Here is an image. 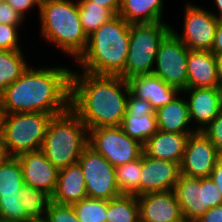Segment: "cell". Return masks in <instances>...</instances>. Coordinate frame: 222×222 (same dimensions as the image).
Listing matches in <instances>:
<instances>
[{"mask_svg": "<svg viewBox=\"0 0 222 222\" xmlns=\"http://www.w3.org/2000/svg\"><path fill=\"white\" fill-rule=\"evenodd\" d=\"M171 29L163 22L130 24L125 71L120 76L128 80L134 76L152 74L160 43Z\"/></svg>", "mask_w": 222, "mask_h": 222, "instance_id": "7", "label": "cell"}, {"mask_svg": "<svg viewBox=\"0 0 222 222\" xmlns=\"http://www.w3.org/2000/svg\"><path fill=\"white\" fill-rule=\"evenodd\" d=\"M129 92L128 82L121 76L94 75L87 72L78 76L72 71L70 108L88 130L118 127L126 114Z\"/></svg>", "mask_w": 222, "mask_h": 222, "instance_id": "2", "label": "cell"}, {"mask_svg": "<svg viewBox=\"0 0 222 222\" xmlns=\"http://www.w3.org/2000/svg\"><path fill=\"white\" fill-rule=\"evenodd\" d=\"M45 214L49 222H80L72 205L51 202Z\"/></svg>", "mask_w": 222, "mask_h": 222, "instance_id": "32", "label": "cell"}, {"mask_svg": "<svg viewBox=\"0 0 222 222\" xmlns=\"http://www.w3.org/2000/svg\"><path fill=\"white\" fill-rule=\"evenodd\" d=\"M23 171L25 185L54 193L58 169L54 167L41 150L21 153L17 156Z\"/></svg>", "mask_w": 222, "mask_h": 222, "instance_id": "17", "label": "cell"}, {"mask_svg": "<svg viewBox=\"0 0 222 222\" xmlns=\"http://www.w3.org/2000/svg\"><path fill=\"white\" fill-rule=\"evenodd\" d=\"M24 185L20 160L10 156L0 165V220L27 222L30 219L20 203V189Z\"/></svg>", "mask_w": 222, "mask_h": 222, "instance_id": "12", "label": "cell"}, {"mask_svg": "<svg viewBox=\"0 0 222 222\" xmlns=\"http://www.w3.org/2000/svg\"><path fill=\"white\" fill-rule=\"evenodd\" d=\"M142 155L140 158L115 168L116 182L121 194L141 195Z\"/></svg>", "mask_w": 222, "mask_h": 222, "instance_id": "28", "label": "cell"}, {"mask_svg": "<svg viewBox=\"0 0 222 222\" xmlns=\"http://www.w3.org/2000/svg\"><path fill=\"white\" fill-rule=\"evenodd\" d=\"M88 146L105 157L115 168L141 157L143 145L118 127L88 130Z\"/></svg>", "mask_w": 222, "mask_h": 222, "instance_id": "9", "label": "cell"}, {"mask_svg": "<svg viewBox=\"0 0 222 222\" xmlns=\"http://www.w3.org/2000/svg\"><path fill=\"white\" fill-rule=\"evenodd\" d=\"M88 146V129L79 116L69 108L51 118L41 151L58 170L77 164Z\"/></svg>", "mask_w": 222, "mask_h": 222, "instance_id": "5", "label": "cell"}, {"mask_svg": "<svg viewBox=\"0 0 222 222\" xmlns=\"http://www.w3.org/2000/svg\"><path fill=\"white\" fill-rule=\"evenodd\" d=\"M24 18L25 13L35 5L40 9L41 0H4Z\"/></svg>", "mask_w": 222, "mask_h": 222, "instance_id": "37", "label": "cell"}, {"mask_svg": "<svg viewBox=\"0 0 222 222\" xmlns=\"http://www.w3.org/2000/svg\"><path fill=\"white\" fill-rule=\"evenodd\" d=\"M80 1H91L105 8L110 9L115 15H118L121 0H80Z\"/></svg>", "mask_w": 222, "mask_h": 222, "instance_id": "41", "label": "cell"}, {"mask_svg": "<svg viewBox=\"0 0 222 222\" xmlns=\"http://www.w3.org/2000/svg\"><path fill=\"white\" fill-rule=\"evenodd\" d=\"M210 178L215 182L222 196V157L217 161Z\"/></svg>", "mask_w": 222, "mask_h": 222, "instance_id": "40", "label": "cell"}, {"mask_svg": "<svg viewBox=\"0 0 222 222\" xmlns=\"http://www.w3.org/2000/svg\"><path fill=\"white\" fill-rule=\"evenodd\" d=\"M3 117H4V111L0 103V138L2 137Z\"/></svg>", "mask_w": 222, "mask_h": 222, "instance_id": "45", "label": "cell"}, {"mask_svg": "<svg viewBox=\"0 0 222 222\" xmlns=\"http://www.w3.org/2000/svg\"><path fill=\"white\" fill-rule=\"evenodd\" d=\"M180 166L173 161L149 157L142 153L141 195L174 189Z\"/></svg>", "mask_w": 222, "mask_h": 222, "instance_id": "15", "label": "cell"}, {"mask_svg": "<svg viewBox=\"0 0 222 222\" xmlns=\"http://www.w3.org/2000/svg\"><path fill=\"white\" fill-rule=\"evenodd\" d=\"M20 203L30 218H41L45 216L47 208L52 202V195L45 190L32 188L24 185L20 189ZM45 211V212H44ZM44 212V214H43Z\"/></svg>", "mask_w": 222, "mask_h": 222, "instance_id": "30", "label": "cell"}, {"mask_svg": "<svg viewBox=\"0 0 222 222\" xmlns=\"http://www.w3.org/2000/svg\"><path fill=\"white\" fill-rule=\"evenodd\" d=\"M10 156L7 153V150L3 144L2 138H0V165L6 161Z\"/></svg>", "mask_w": 222, "mask_h": 222, "instance_id": "43", "label": "cell"}, {"mask_svg": "<svg viewBox=\"0 0 222 222\" xmlns=\"http://www.w3.org/2000/svg\"><path fill=\"white\" fill-rule=\"evenodd\" d=\"M183 218L196 221L209 208L222 204V196L210 177L194 178L180 174L173 189Z\"/></svg>", "mask_w": 222, "mask_h": 222, "instance_id": "8", "label": "cell"}, {"mask_svg": "<svg viewBox=\"0 0 222 222\" xmlns=\"http://www.w3.org/2000/svg\"><path fill=\"white\" fill-rule=\"evenodd\" d=\"M183 91L190 93V100H187L190 118L199 123L196 130L202 132L220 112L217 87L187 88Z\"/></svg>", "mask_w": 222, "mask_h": 222, "instance_id": "20", "label": "cell"}, {"mask_svg": "<svg viewBox=\"0 0 222 222\" xmlns=\"http://www.w3.org/2000/svg\"><path fill=\"white\" fill-rule=\"evenodd\" d=\"M120 127L130 138L142 145L158 131L155 113H146L138 118L125 114Z\"/></svg>", "mask_w": 222, "mask_h": 222, "instance_id": "27", "label": "cell"}, {"mask_svg": "<svg viewBox=\"0 0 222 222\" xmlns=\"http://www.w3.org/2000/svg\"><path fill=\"white\" fill-rule=\"evenodd\" d=\"M190 135L158 130L143 145L144 153L149 157L173 161L180 165Z\"/></svg>", "mask_w": 222, "mask_h": 222, "instance_id": "22", "label": "cell"}, {"mask_svg": "<svg viewBox=\"0 0 222 222\" xmlns=\"http://www.w3.org/2000/svg\"><path fill=\"white\" fill-rule=\"evenodd\" d=\"M187 88L218 87L215 55L211 51L190 50L187 57Z\"/></svg>", "mask_w": 222, "mask_h": 222, "instance_id": "19", "label": "cell"}, {"mask_svg": "<svg viewBox=\"0 0 222 222\" xmlns=\"http://www.w3.org/2000/svg\"><path fill=\"white\" fill-rule=\"evenodd\" d=\"M202 133L222 154V111L206 126Z\"/></svg>", "mask_w": 222, "mask_h": 222, "instance_id": "35", "label": "cell"}, {"mask_svg": "<svg viewBox=\"0 0 222 222\" xmlns=\"http://www.w3.org/2000/svg\"><path fill=\"white\" fill-rule=\"evenodd\" d=\"M77 163L85 177L88 197L109 201L121 195L116 182L115 167L101 154L87 146Z\"/></svg>", "mask_w": 222, "mask_h": 222, "instance_id": "10", "label": "cell"}, {"mask_svg": "<svg viewBox=\"0 0 222 222\" xmlns=\"http://www.w3.org/2000/svg\"><path fill=\"white\" fill-rule=\"evenodd\" d=\"M221 157L215 145L201 131H197L188 137L179 165L180 174L194 178L210 177Z\"/></svg>", "mask_w": 222, "mask_h": 222, "instance_id": "14", "label": "cell"}, {"mask_svg": "<svg viewBox=\"0 0 222 222\" xmlns=\"http://www.w3.org/2000/svg\"><path fill=\"white\" fill-rule=\"evenodd\" d=\"M155 116L158 130L180 134H193L197 132L196 129L190 131L191 129L185 127L191 121L188 103L178 97L167 105L155 110Z\"/></svg>", "mask_w": 222, "mask_h": 222, "instance_id": "23", "label": "cell"}, {"mask_svg": "<svg viewBox=\"0 0 222 222\" xmlns=\"http://www.w3.org/2000/svg\"><path fill=\"white\" fill-rule=\"evenodd\" d=\"M195 222H222V204L209 208Z\"/></svg>", "mask_w": 222, "mask_h": 222, "instance_id": "38", "label": "cell"}, {"mask_svg": "<svg viewBox=\"0 0 222 222\" xmlns=\"http://www.w3.org/2000/svg\"><path fill=\"white\" fill-rule=\"evenodd\" d=\"M162 8V0H121L118 15L129 24L163 22Z\"/></svg>", "mask_w": 222, "mask_h": 222, "instance_id": "24", "label": "cell"}, {"mask_svg": "<svg viewBox=\"0 0 222 222\" xmlns=\"http://www.w3.org/2000/svg\"><path fill=\"white\" fill-rule=\"evenodd\" d=\"M71 73L63 67L27 68L0 94L4 114L64 113L70 108Z\"/></svg>", "mask_w": 222, "mask_h": 222, "instance_id": "1", "label": "cell"}, {"mask_svg": "<svg viewBox=\"0 0 222 222\" xmlns=\"http://www.w3.org/2000/svg\"><path fill=\"white\" fill-rule=\"evenodd\" d=\"M130 40V24L119 15L88 36L85 51L76 60L84 72L120 76L125 71Z\"/></svg>", "mask_w": 222, "mask_h": 222, "instance_id": "3", "label": "cell"}, {"mask_svg": "<svg viewBox=\"0 0 222 222\" xmlns=\"http://www.w3.org/2000/svg\"><path fill=\"white\" fill-rule=\"evenodd\" d=\"M27 68L21 50H0V94Z\"/></svg>", "mask_w": 222, "mask_h": 222, "instance_id": "26", "label": "cell"}, {"mask_svg": "<svg viewBox=\"0 0 222 222\" xmlns=\"http://www.w3.org/2000/svg\"><path fill=\"white\" fill-rule=\"evenodd\" d=\"M79 164L70 165L58 171V179L52 202L72 205L87 198L85 179Z\"/></svg>", "mask_w": 222, "mask_h": 222, "instance_id": "21", "label": "cell"}, {"mask_svg": "<svg viewBox=\"0 0 222 222\" xmlns=\"http://www.w3.org/2000/svg\"><path fill=\"white\" fill-rule=\"evenodd\" d=\"M178 222H194V221H190L188 219L183 218L182 220L178 221Z\"/></svg>", "mask_w": 222, "mask_h": 222, "instance_id": "48", "label": "cell"}, {"mask_svg": "<svg viewBox=\"0 0 222 222\" xmlns=\"http://www.w3.org/2000/svg\"><path fill=\"white\" fill-rule=\"evenodd\" d=\"M18 26L0 24V50H20L18 47Z\"/></svg>", "mask_w": 222, "mask_h": 222, "instance_id": "33", "label": "cell"}, {"mask_svg": "<svg viewBox=\"0 0 222 222\" xmlns=\"http://www.w3.org/2000/svg\"><path fill=\"white\" fill-rule=\"evenodd\" d=\"M216 2V5L218 7V10L220 12V16H217L216 17L219 19V20H222V0H215Z\"/></svg>", "mask_w": 222, "mask_h": 222, "instance_id": "46", "label": "cell"}, {"mask_svg": "<svg viewBox=\"0 0 222 222\" xmlns=\"http://www.w3.org/2000/svg\"><path fill=\"white\" fill-rule=\"evenodd\" d=\"M146 113H155V109L152 107L150 102L140 99L129 92L126 103V114L131 116L142 117Z\"/></svg>", "mask_w": 222, "mask_h": 222, "instance_id": "34", "label": "cell"}, {"mask_svg": "<svg viewBox=\"0 0 222 222\" xmlns=\"http://www.w3.org/2000/svg\"><path fill=\"white\" fill-rule=\"evenodd\" d=\"M52 117L43 112L4 114L1 138L8 155L41 150Z\"/></svg>", "mask_w": 222, "mask_h": 222, "instance_id": "6", "label": "cell"}, {"mask_svg": "<svg viewBox=\"0 0 222 222\" xmlns=\"http://www.w3.org/2000/svg\"><path fill=\"white\" fill-rule=\"evenodd\" d=\"M140 222H178L183 219L173 190L136 196Z\"/></svg>", "mask_w": 222, "mask_h": 222, "instance_id": "16", "label": "cell"}, {"mask_svg": "<svg viewBox=\"0 0 222 222\" xmlns=\"http://www.w3.org/2000/svg\"><path fill=\"white\" fill-rule=\"evenodd\" d=\"M189 49L170 31L160 43L153 74L180 91L187 89V57Z\"/></svg>", "mask_w": 222, "mask_h": 222, "instance_id": "11", "label": "cell"}, {"mask_svg": "<svg viewBox=\"0 0 222 222\" xmlns=\"http://www.w3.org/2000/svg\"><path fill=\"white\" fill-rule=\"evenodd\" d=\"M78 8L80 21L87 36L116 16L110 9L91 1H79Z\"/></svg>", "mask_w": 222, "mask_h": 222, "instance_id": "29", "label": "cell"}, {"mask_svg": "<svg viewBox=\"0 0 222 222\" xmlns=\"http://www.w3.org/2000/svg\"><path fill=\"white\" fill-rule=\"evenodd\" d=\"M24 18L7 2H0V24L19 26Z\"/></svg>", "mask_w": 222, "mask_h": 222, "instance_id": "36", "label": "cell"}, {"mask_svg": "<svg viewBox=\"0 0 222 222\" xmlns=\"http://www.w3.org/2000/svg\"><path fill=\"white\" fill-rule=\"evenodd\" d=\"M127 82L130 92L134 96L150 102L155 110L173 101L177 98V93L181 92L153 73L134 76Z\"/></svg>", "mask_w": 222, "mask_h": 222, "instance_id": "18", "label": "cell"}, {"mask_svg": "<svg viewBox=\"0 0 222 222\" xmlns=\"http://www.w3.org/2000/svg\"><path fill=\"white\" fill-rule=\"evenodd\" d=\"M27 222H49V221L44 216V217H41V218H30Z\"/></svg>", "mask_w": 222, "mask_h": 222, "instance_id": "47", "label": "cell"}, {"mask_svg": "<svg viewBox=\"0 0 222 222\" xmlns=\"http://www.w3.org/2000/svg\"><path fill=\"white\" fill-rule=\"evenodd\" d=\"M106 222H140L136 196L121 194L107 200Z\"/></svg>", "mask_w": 222, "mask_h": 222, "instance_id": "25", "label": "cell"}, {"mask_svg": "<svg viewBox=\"0 0 222 222\" xmlns=\"http://www.w3.org/2000/svg\"><path fill=\"white\" fill-rule=\"evenodd\" d=\"M218 94H219V107L220 111H222V82L217 87Z\"/></svg>", "mask_w": 222, "mask_h": 222, "instance_id": "44", "label": "cell"}, {"mask_svg": "<svg viewBox=\"0 0 222 222\" xmlns=\"http://www.w3.org/2000/svg\"><path fill=\"white\" fill-rule=\"evenodd\" d=\"M211 52L213 54L222 53V20H218Z\"/></svg>", "mask_w": 222, "mask_h": 222, "instance_id": "39", "label": "cell"}, {"mask_svg": "<svg viewBox=\"0 0 222 222\" xmlns=\"http://www.w3.org/2000/svg\"><path fill=\"white\" fill-rule=\"evenodd\" d=\"M218 18L210 11L187 4L182 35L171 31L190 50L212 51ZM182 36V37H181Z\"/></svg>", "mask_w": 222, "mask_h": 222, "instance_id": "13", "label": "cell"}, {"mask_svg": "<svg viewBox=\"0 0 222 222\" xmlns=\"http://www.w3.org/2000/svg\"><path fill=\"white\" fill-rule=\"evenodd\" d=\"M216 59V65H217V73L220 82H222V53L214 54Z\"/></svg>", "mask_w": 222, "mask_h": 222, "instance_id": "42", "label": "cell"}, {"mask_svg": "<svg viewBox=\"0 0 222 222\" xmlns=\"http://www.w3.org/2000/svg\"><path fill=\"white\" fill-rule=\"evenodd\" d=\"M39 13L42 35L77 60L88 43L80 21L78 1L41 0Z\"/></svg>", "mask_w": 222, "mask_h": 222, "instance_id": "4", "label": "cell"}, {"mask_svg": "<svg viewBox=\"0 0 222 222\" xmlns=\"http://www.w3.org/2000/svg\"><path fill=\"white\" fill-rule=\"evenodd\" d=\"M72 206L80 222H106L107 200L87 197Z\"/></svg>", "mask_w": 222, "mask_h": 222, "instance_id": "31", "label": "cell"}]
</instances>
